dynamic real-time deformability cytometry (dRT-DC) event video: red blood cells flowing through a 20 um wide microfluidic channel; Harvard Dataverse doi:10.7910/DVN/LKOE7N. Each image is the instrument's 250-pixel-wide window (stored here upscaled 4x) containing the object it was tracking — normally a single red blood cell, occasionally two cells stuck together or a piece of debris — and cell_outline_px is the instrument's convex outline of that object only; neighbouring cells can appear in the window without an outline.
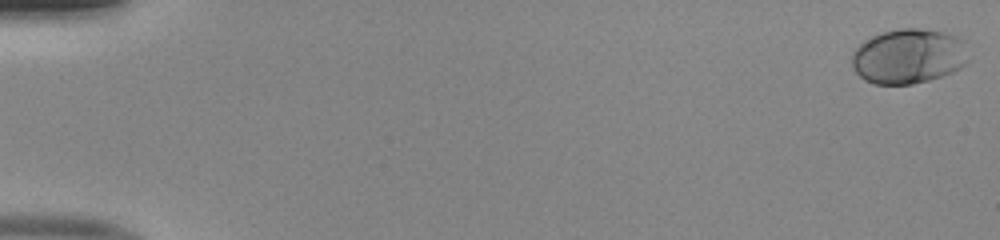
{"species": "human", "species_latin": "Homo sapiens", "temperature_condition": "room temperature", "stored_images_in_passage": 52, "camera_frame_rate_fps": 3000, "um_per_image_px": 0.085, "donor": {"sex": "male"}, "frame": {"image": 1, "passage_image": 1, "time_ms": 0.0, "image_size_px": [1000, 240], "cell_outline_px": [[968, 60], [960, 68], [952, 72], [928, 80], [912, 84], [876, 84], [864, 80], [852, 68], [852, 52], [864, 40], [872, 36], [884, 32], [900, 28], [920, 28], [944, 32], [956, 36], [960, 40]], "centroid_in_image_um": [77.17, 4.78], "position_along_channel_um": 7.8, "area_um2": 36.99}}
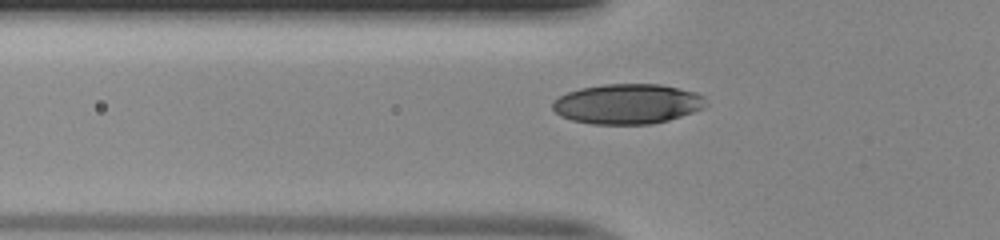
{"frame": {"image": 2, "passage_image": 19, "time_ms": 6.0, "image_size_px": [1000, 240], "cell_outline_px": [[708, 104], [704, 108], [668, 120], [652, 124], [592, 124], [572, 120], [560, 116], [552, 108], [552, 100], [568, 92], [580, 88], [604, 84], [660, 84], [696, 92], [704, 96]], "centroid_in_image_um": [53.33, 8.83], "position_along_channel_um": 72.5, "area_um2": 35.89}}
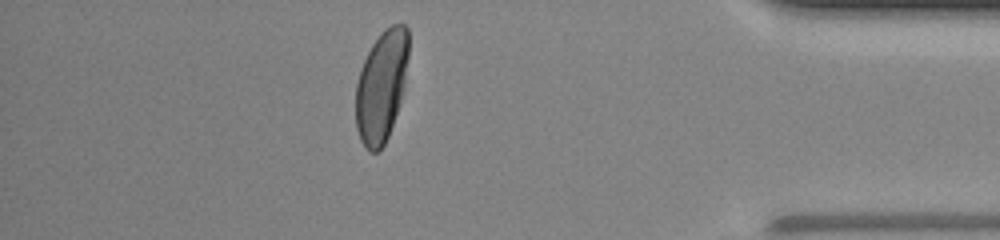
{"frame": {"image": 3, "passage_image": 46, "time_ms": 15.0, "image_size_px": [1000, 240], "cell_outline_px": [[408, 56], [404, 88], [400, 104], [388, 136], [384, 144], [376, 152], [368, 152], [360, 140], [356, 128], [356, 84], [360, 68], [372, 44], [384, 28], [392, 24], [404, 24], [408, 28]], "centroid_in_image_um": [32.42, 7.31], "position_along_channel_um": 402.8, "area_um2": 34.45}, "authors_computed_cell_mechanics": {"area_um2": 35.9227, "velocity_mm_per_s": 4.032, "shape_relaxation_time_tau1_ms": 2.9707, "shape_relaxation_time_tau2_ms": null, "deformation_change_tau1": 0.1645, "deformation_change_tau2": null}}